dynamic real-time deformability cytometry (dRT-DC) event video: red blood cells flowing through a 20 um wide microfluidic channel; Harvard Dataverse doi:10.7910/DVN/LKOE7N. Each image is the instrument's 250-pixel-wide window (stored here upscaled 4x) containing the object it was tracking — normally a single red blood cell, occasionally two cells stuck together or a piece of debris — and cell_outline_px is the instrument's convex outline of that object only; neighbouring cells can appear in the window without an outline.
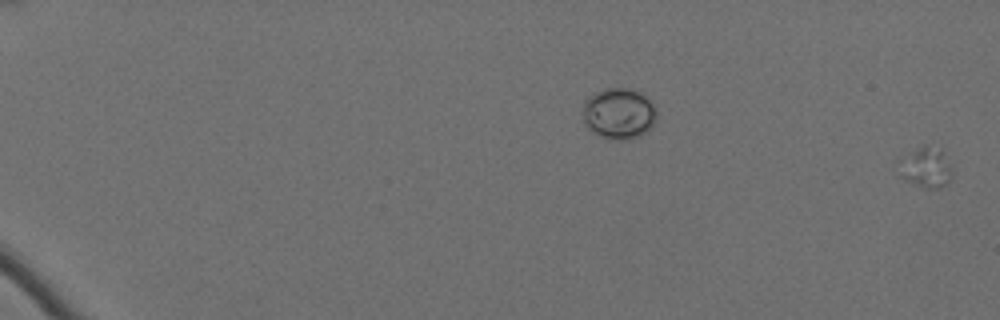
{"species": "Egyptian fruit bat (a non-hibernating species)", "species_latin": "Rousettus aegyptiacus", "temperature_condition": "cold", "stored_images_in_passage": 24, "camera_frame_rate_fps": 3000, "um_per_image_px": 0.085, "animal": {"sex": "female"}, "frame": {"image": 1, "passage_image": 1, "time_ms": 0.0, "image_size_px": [1000, 320], "cell_outline_px": [[952, 180], [948, 184], [936, 188], [928, 188], [904, 180], [900, 176], [900, 160], [924, 144], [944, 152], [952, 168]], "centroid_in_image_um": [78.76, 14.26], "position_along_channel_um": 6.2, "area_um2": 12.31}}